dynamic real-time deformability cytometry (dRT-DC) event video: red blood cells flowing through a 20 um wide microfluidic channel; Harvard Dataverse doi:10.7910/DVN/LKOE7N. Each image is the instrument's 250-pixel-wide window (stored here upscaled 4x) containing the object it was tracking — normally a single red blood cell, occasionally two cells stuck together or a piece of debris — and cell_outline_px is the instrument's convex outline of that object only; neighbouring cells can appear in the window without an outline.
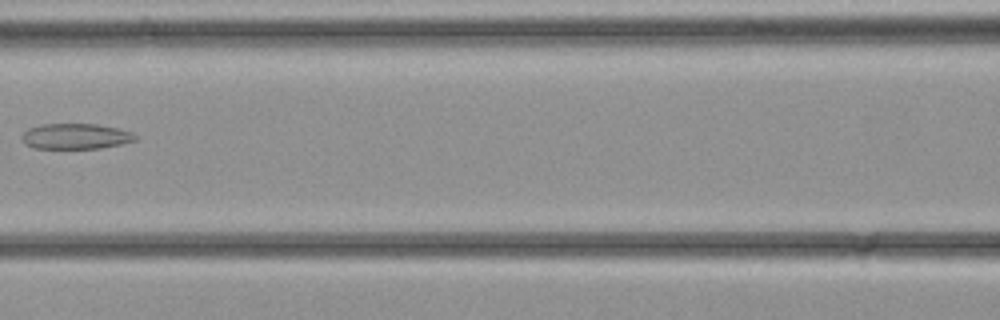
{"species": "common noctule bat (a hibernating species)", "species_latin": "Nyctalus noctula", "temperature_condition": "cold", "stored_images_in_passage": 36, "camera_frame_rate_fps": 3000, "um_per_image_px": 0.085, "animal": {"sex": "female", "body_mass_g": 21.9}, "frame": {"image": 1, "passage_image": 17, "time_ms": 5.333, "image_size_px": [1000, 320], "cell_outline_px": [[140, 136], [136, 140], [120, 144], [100, 148], [32, 148], [24, 144], [20, 136], [28, 128], [40, 124], [96, 124], [120, 128], [132, 132]], "centroid_in_image_um": [6.43, 11.58], "position_along_channel_um": 160.2, "area_um2": 17.11}}
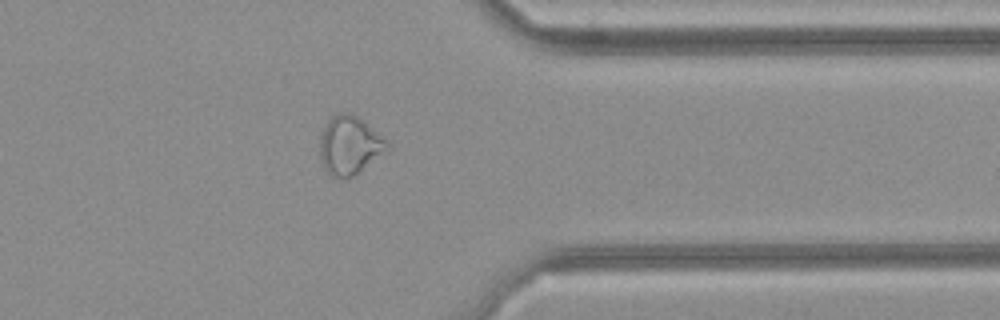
{"frame": {"image": 2, "passage_image": 29, "time_ms": 9.333, "image_size_px": [1000, 320], "cell_outline_px": [[392, 148], [356, 176], [344, 180], [340, 180], [332, 176], [324, 168], [320, 160], [320, 132], [328, 120], [336, 112], [348, 112], [356, 116], [384, 136], [388, 140]], "centroid_in_image_um": [29.74, 12.39], "position_along_channel_um": 381.7, "area_um2": 23.81}}
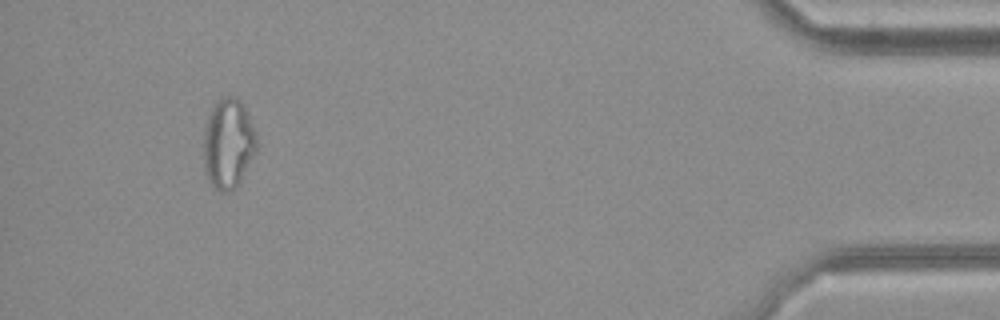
{"frame": {"image": 3, "passage_image": 34, "time_ms": 11.0, "image_size_px": [1000, 320], "cell_outline_px": [[256, 152], [240, 184], [236, 188], [228, 192], [220, 192], [208, 180], [204, 168], [204, 128], [208, 116], [216, 100], [224, 96], [236, 96], [244, 104], [256, 132]], "centroid_in_image_um": [19.41, 12.2], "position_along_channel_um": 415.8, "area_um2": 28.26}}